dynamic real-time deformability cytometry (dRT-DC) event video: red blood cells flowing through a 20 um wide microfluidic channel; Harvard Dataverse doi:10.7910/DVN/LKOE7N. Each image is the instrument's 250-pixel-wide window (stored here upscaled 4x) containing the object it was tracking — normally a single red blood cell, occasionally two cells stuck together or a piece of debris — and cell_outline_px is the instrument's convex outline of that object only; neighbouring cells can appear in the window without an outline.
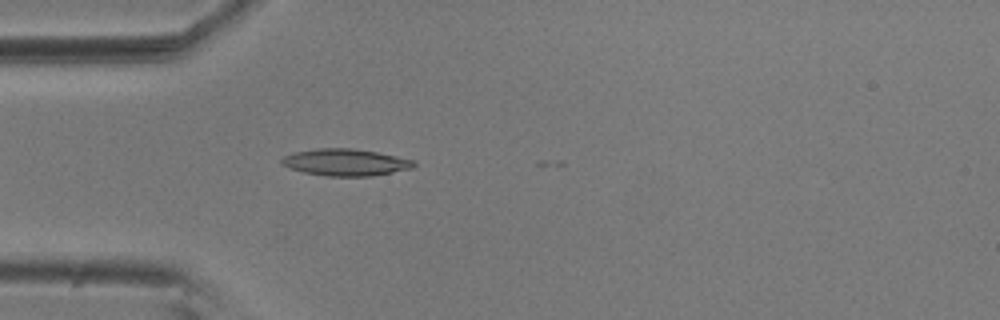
{"species": "common noctule bat (a hibernating species)", "species_latin": "Nyctalus noctula", "temperature_condition": "room temperature", "stored_images_in_passage": 26, "camera_frame_rate_fps": 3000, "um_per_image_px": 0.085, "animal": {"sex": "male", "body_mass_g": 20.5, "forearm_length_mm": 52.5}, "frame": {"image": 1, "passage_image": 16, "time_ms": 5.0, "image_size_px": [1000, 320], "cell_outline_px": [[416, 164], [412, 168], [372, 176], [324, 176], [304, 172], [280, 164], [280, 160], [284, 156], [296, 152], [316, 148], [352, 148], [376, 152], [396, 156], [412, 160]], "centroid_in_image_um": [29.35, 13.8], "position_along_channel_um": 55.7, "area_um2": 20.52}}
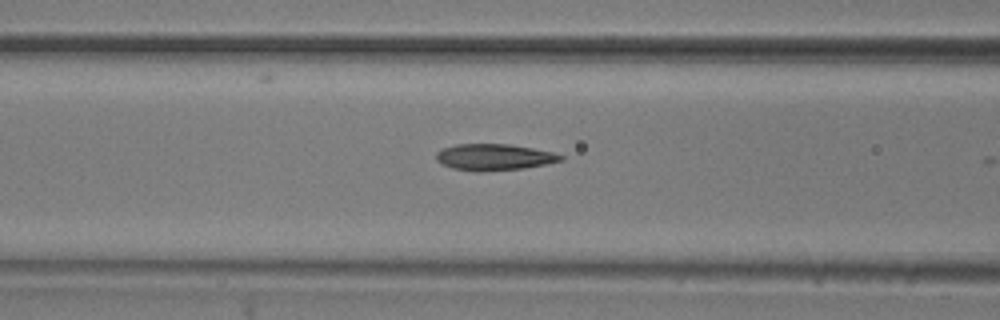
{"frame": {"image": 2, "passage_image": 22, "time_ms": 7.0, "image_size_px": [1000, 320], "cell_outline_px": [[564, 160], [524, 168], [480, 172], [476, 172], [452, 168], [440, 164], [436, 160], [436, 152], [444, 148], [456, 144], [508, 144], [532, 148], [552, 152], [564, 156]], "centroid_in_image_um": [41.96, 13.36], "position_along_channel_um": 124.6, "area_um2": 19.19}}
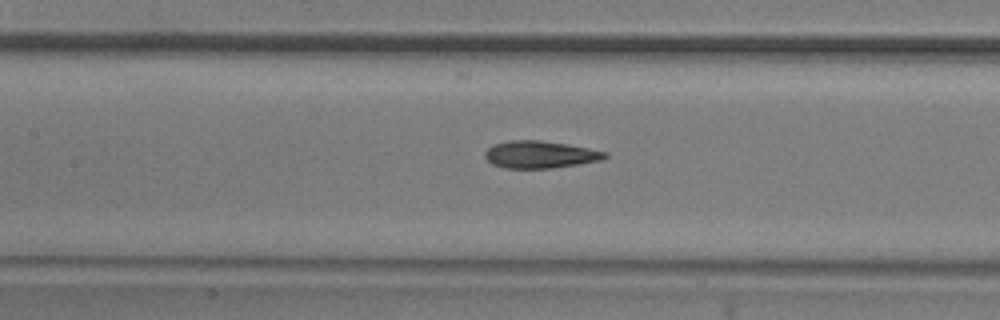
{"frame": {"image": 3, "passage_image": 25, "time_ms": 8.0, "image_size_px": [1000, 320], "cell_outline_px": [[608, 156], [600, 160], [552, 168], [504, 168], [492, 164], [484, 156], [484, 152], [492, 144], [508, 140], [540, 140], [568, 144], [608, 152]], "centroid_in_image_um": [45.87, 13.12], "position_along_channel_um": 161.5, "area_um2": 19.07}}